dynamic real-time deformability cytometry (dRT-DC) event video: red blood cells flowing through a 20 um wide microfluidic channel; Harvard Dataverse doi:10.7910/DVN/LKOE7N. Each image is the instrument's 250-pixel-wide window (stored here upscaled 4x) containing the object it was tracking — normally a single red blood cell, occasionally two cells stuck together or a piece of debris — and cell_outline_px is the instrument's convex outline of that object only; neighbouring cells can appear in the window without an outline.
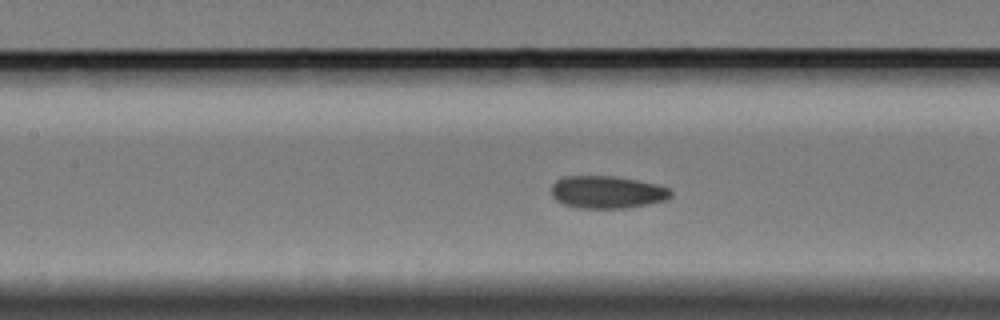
{"species": "Egyptian fruit bat (a non-hibernating species)", "species_latin": "Rousettus aegyptiacus", "temperature_condition": "cold", "stored_images_in_passage": 60, "camera_frame_rate_fps": 3000, "um_per_image_px": 0.085, "animal": {"sex": "female"}, "frame": {"image": 1, "passage_image": 26, "time_ms": 8.333, "image_size_px": [1000, 320], "cell_outline_px": [[672, 196], [664, 200], [648, 204], [628, 208], [580, 208], [564, 204], [556, 200], [552, 196], [552, 184], [556, 180], [568, 176], [612, 176], [636, 180], [656, 184], [668, 188], [672, 192]], "centroid_in_image_um": [51.6, 16.33], "position_along_channel_um": 155.8, "area_um2": 22.48}, "authors_computed_cell_mechanics": {"area_um2": 22.4842, "velocity_mm_per_s": 3.3546, "shape_relaxation_time_tau1_ms": 4.2477, "shape_relaxation_time_tau2_ms": 3.095, "deformation_change_tau1": 0.0906, "deformation_change_tau2": 0.0626}}